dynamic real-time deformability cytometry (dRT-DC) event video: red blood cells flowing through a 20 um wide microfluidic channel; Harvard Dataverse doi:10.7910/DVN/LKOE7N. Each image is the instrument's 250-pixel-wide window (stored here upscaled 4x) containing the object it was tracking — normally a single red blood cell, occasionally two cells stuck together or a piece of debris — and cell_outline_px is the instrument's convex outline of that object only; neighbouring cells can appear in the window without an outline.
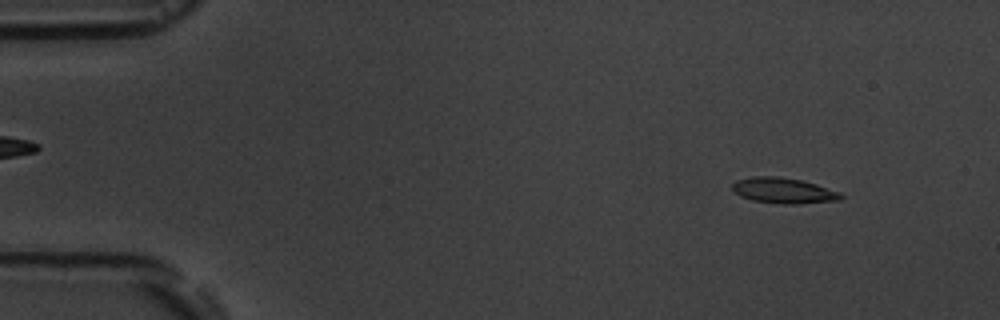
{"species": "common noctule bat (a hibernating species)", "species_latin": "Nyctalus noctula", "temperature_condition": "room temperature", "stored_images_in_passage": 5, "camera_frame_rate_fps": 3000, "um_per_image_px": 0.085, "animal": {"sex": "male", "body_mass_g": 19.5, "forearm_length_mm": 54.6}, "frame": {"image": 1, "passage_image": 1, "time_ms": 0.0, "image_size_px": [1000, 320], "cell_outline_px": [[844, 196], [840, 200], [800, 204], [784, 204], [752, 200], [740, 196], [732, 192], [732, 184], [736, 180], [752, 176], [780, 176], [800, 180], [816, 184], [840, 192]], "centroid_in_image_um": [66.58, 16.2], "position_along_channel_um": 18.4, "area_um2": 16.36}}
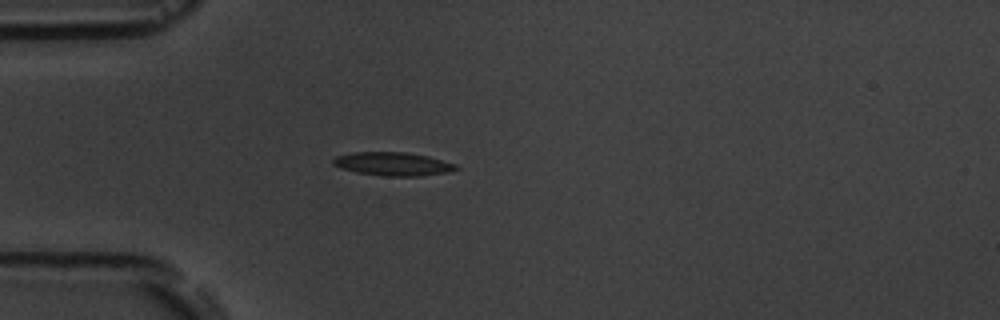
{"frame": {"image": 2, "passage_image": 4, "time_ms": 3.333, "image_size_px": [1000, 320], "cell_outline_px": [[460, 168], [448, 172], [420, 176], [384, 176], [356, 172], [332, 164], [332, 160], [336, 156], [356, 152], [408, 152], [428, 156], [456, 164]], "centroid_in_image_um": [33.43, 13.93], "position_along_channel_um": 51.6, "area_um2": 16.7}}